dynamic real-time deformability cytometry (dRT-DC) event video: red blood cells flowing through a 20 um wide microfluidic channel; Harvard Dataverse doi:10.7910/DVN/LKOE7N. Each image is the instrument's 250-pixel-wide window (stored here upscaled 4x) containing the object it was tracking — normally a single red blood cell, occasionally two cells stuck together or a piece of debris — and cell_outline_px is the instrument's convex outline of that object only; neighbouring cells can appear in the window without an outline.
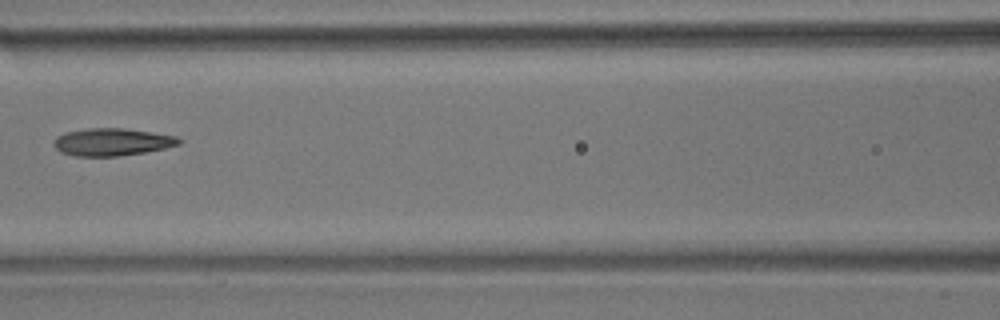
{"species": "common noctule bat (a hibernating species)", "species_latin": "Nyctalus noctula", "temperature_condition": "room temperature", "stored_images_in_passage": 6, "camera_frame_rate_fps": 3000, "um_per_image_px": 0.085, "animal": {"sex": "male", "body_mass_g": 17.9}, "frame": {"image": 1, "passage_image": 6, "time_ms": 1.667, "image_size_px": [1000, 320], "cell_outline_px": [[184, 140], [180, 144], [164, 148], [144, 152], [116, 156], [76, 156], [60, 152], [52, 144], [56, 136], [64, 132], [88, 128], [124, 128], [176, 136]], "centroid_in_image_um": [9.5, 12.06], "position_along_channel_um": 157.1, "area_um2": 20.06}}